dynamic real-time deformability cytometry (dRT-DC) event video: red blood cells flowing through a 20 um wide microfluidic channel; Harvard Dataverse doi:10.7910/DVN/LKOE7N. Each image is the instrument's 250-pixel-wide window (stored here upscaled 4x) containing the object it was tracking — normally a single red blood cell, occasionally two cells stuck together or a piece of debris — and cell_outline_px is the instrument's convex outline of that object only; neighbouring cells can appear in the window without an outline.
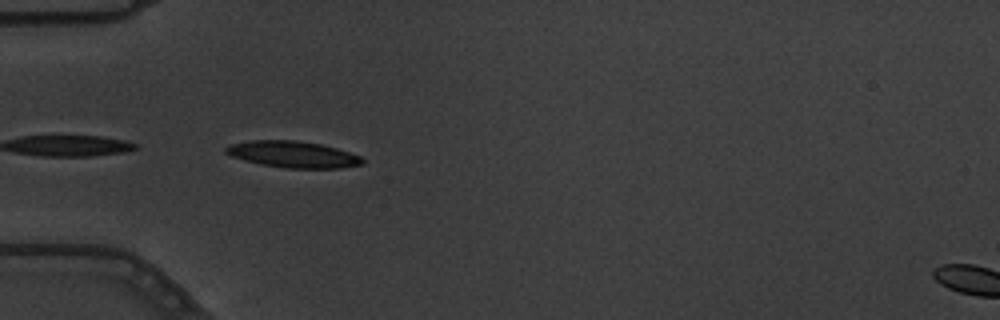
{"species": "common noctule bat (a hibernating species)", "species_latin": "Nyctalus noctula", "temperature_condition": "warm", "stored_images_in_passage": 5, "camera_frame_rate_fps": 3000, "um_per_image_px": 0.085, "animal": {"sex": "male", "body_mass_g": 19.5, "forearm_length_mm": 54.6}, "frame": {"image": 1, "passage_image": 4, "time_ms": 1.0, "image_size_px": [1000, 320], "cell_outline_px": [[364, 164], [340, 168], [284, 168], [260, 164], [244, 160], [232, 156], [224, 152], [224, 148], [232, 144], [252, 140], [296, 140], [320, 144], [336, 148], [360, 156], [364, 160]], "centroid_in_image_um": [24.9, 13.12], "position_along_channel_um": 60.1, "area_um2": 20.98}}